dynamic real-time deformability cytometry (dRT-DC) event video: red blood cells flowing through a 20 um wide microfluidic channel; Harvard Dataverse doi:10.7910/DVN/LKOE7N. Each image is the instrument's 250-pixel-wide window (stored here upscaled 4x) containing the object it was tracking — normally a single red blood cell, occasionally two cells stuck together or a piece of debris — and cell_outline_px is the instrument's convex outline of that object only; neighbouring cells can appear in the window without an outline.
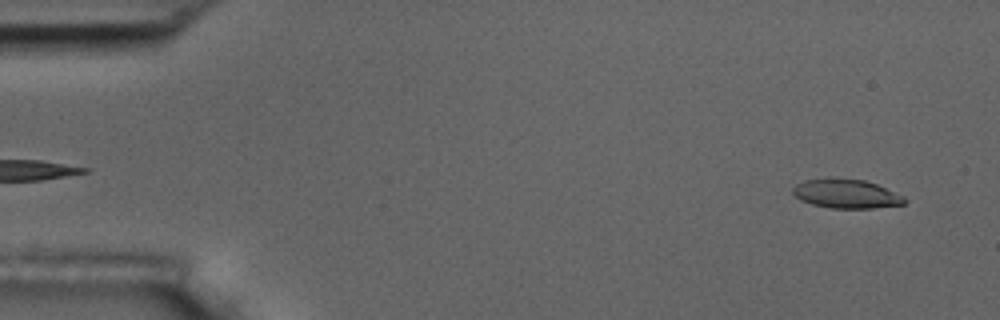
{"species": "common noctule bat (a hibernating species)", "species_latin": "Nyctalus noctula", "temperature_condition": "room temperature", "stored_images_in_passage": 4, "camera_frame_rate_fps": 3000, "um_per_image_px": 0.085, "animal": {"sex": "male", "body_mass_g": 17.5, "forearm_length_mm": 52.3}, "frame": {"image": 1, "passage_image": 1, "time_ms": 0.0, "image_size_px": [1000, 320], "cell_outline_px": [[908, 200], [904, 204], [872, 208], [832, 208], [812, 204], [800, 200], [792, 192], [792, 188], [796, 184], [804, 180], [864, 180], [876, 184], [904, 196]], "centroid_in_image_um": [71.95, 16.5], "position_along_channel_um": 13.0, "area_um2": 18.32}}
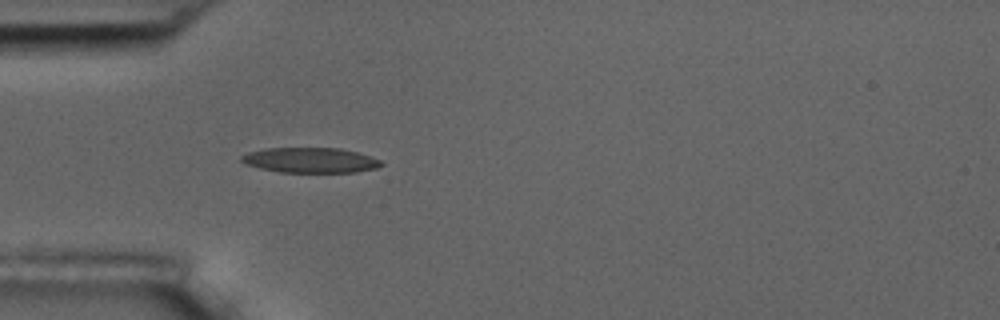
{"frame": {"image": 2, "passage_image": 4, "time_ms": 4.333, "image_size_px": [1000, 320], "cell_outline_px": [[384, 164], [376, 168], [356, 172], [280, 172], [260, 168], [248, 164], [240, 160], [240, 156], [248, 152], [264, 148], [340, 148], [356, 152], [380, 160]], "centroid_in_image_um": [26.36, 13.61], "position_along_channel_um": 58.6, "area_um2": 20.35}}